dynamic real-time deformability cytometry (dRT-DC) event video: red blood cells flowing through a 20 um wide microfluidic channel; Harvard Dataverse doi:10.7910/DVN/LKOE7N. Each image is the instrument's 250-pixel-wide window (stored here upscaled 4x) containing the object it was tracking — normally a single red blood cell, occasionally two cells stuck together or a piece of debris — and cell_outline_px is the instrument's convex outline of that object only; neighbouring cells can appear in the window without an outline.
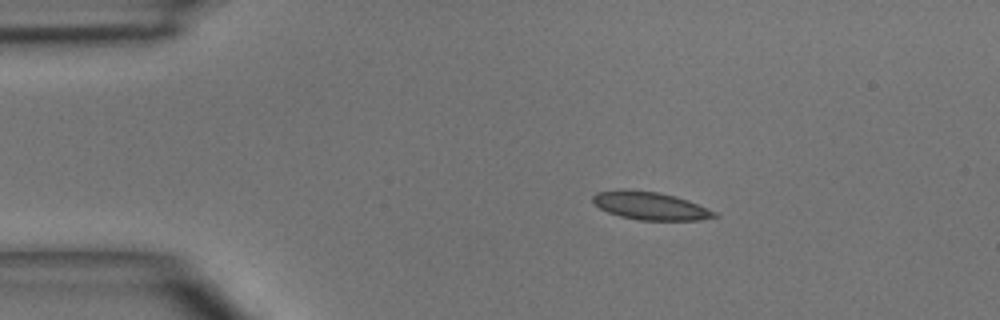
{"species": "common noctule bat (a hibernating species)", "species_latin": "Nyctalus noctula", "temperature_condition": "room temperature", "stored_images_in_passage": 4, "camera_frame_rate_fps": 3000, "um_per_image_px": 0.085, "animal": {"sex": "male", "body_mass_g": 15.6}, "frame": {"image": 1, "passage_image": 1, "time_ms": 0.0, "image_size_px": [1000, 320], "cell_outline_px": [[720, 216], [700, 220], [640, 220], [620, 216], [608, 212], [600, 208], [592, 200], [592, 196], [596, 192], [620, 188], [660, 192], [676, 196], [688, 200], [716, 212]], "centroid_in_image_um": [55.26, 17.48], "position_along_channel_um": 29.7, "area_um2": 19.94}}
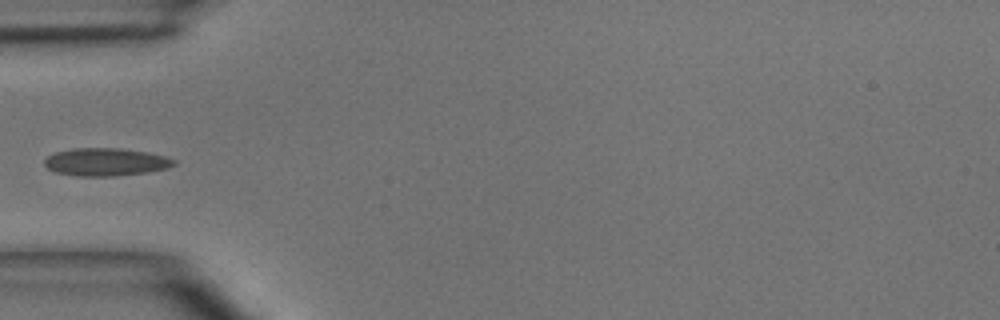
{"frame": {"image": 2, "passage_image": 3, "time_ms": 2.333, "image_size_px": [1000, 320], "cell_outline_px": [[176, 164], [168, 168], [148, 172], [116, 176], [76, 176], [56, 172], [48, 168], [44, 164], [44, 160], [48, 156], [56, 152], [72, 148], [120, 148], [148, 152], [164, 156], [176, 160]], "centroid_in_image_um": [9.01, 13.77], "position_along_channel_um": 76.0, "area_um2": 21.04}}